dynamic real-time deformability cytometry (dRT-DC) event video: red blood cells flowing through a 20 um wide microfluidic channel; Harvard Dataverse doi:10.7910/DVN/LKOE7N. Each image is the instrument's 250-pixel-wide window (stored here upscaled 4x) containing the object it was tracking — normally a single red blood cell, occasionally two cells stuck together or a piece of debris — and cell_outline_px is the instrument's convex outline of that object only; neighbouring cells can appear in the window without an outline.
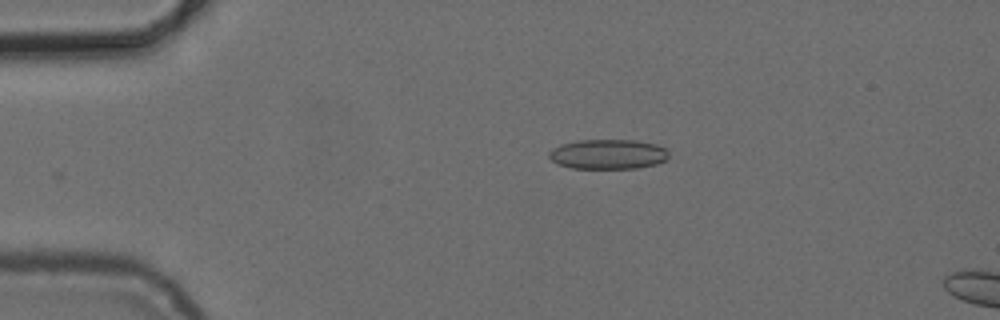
{"species": "common noctule bat (a hibernating species)", "species_latin": "Nyctalus noctula", "temperature_condition": "cold", "stored_images_in_passage": 2, "camera_frame_rate_fps": 3000, "um_per_image_px": 0.085, "animal": {"sex": "female", "body_mass_g": 24.6, "forearm_length_mm": 56.2}, "frame": {"image": 1, "passage_image": 2, "time_ms": 1.333, "image_size_px": [1000, 320], "cell_outline_px": [[668, 156], [664, 160], [656, 164], [636, 168], [572, 168], [556, 164], [548, 156], [548, 152], [552, 148], [560, 144], [580, 140], [636, 140], [656, 144], [664, 148], [668, 152]], "centroid_in_image_um": [51.64, 13.1], "position_along_channel_um": 33.4, "area_um2": 20.81}}